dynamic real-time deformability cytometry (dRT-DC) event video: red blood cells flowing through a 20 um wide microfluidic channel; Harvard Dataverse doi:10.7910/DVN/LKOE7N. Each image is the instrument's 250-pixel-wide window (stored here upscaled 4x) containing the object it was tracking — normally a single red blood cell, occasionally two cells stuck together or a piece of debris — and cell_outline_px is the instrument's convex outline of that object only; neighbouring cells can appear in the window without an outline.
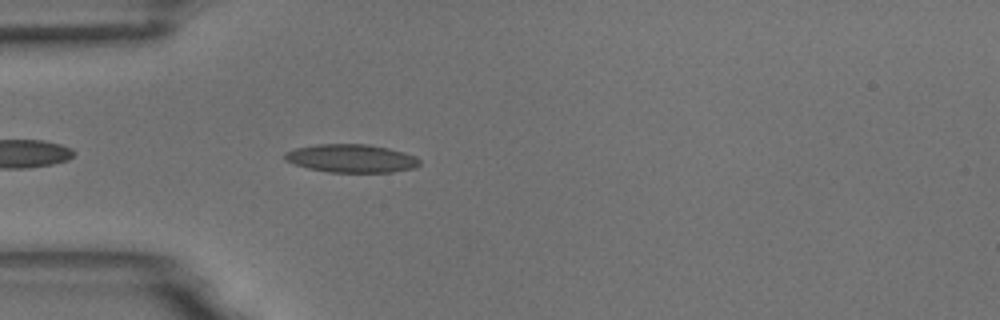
{"species": "common noctule bat (a hibernating species)", "species_latin": "Nyctalus noctula", "temperature_condition": "room temperature", "stored_images_in_passage": 10, "camera_frame_rate_fps": 3000, "um_per_image_px": 0.085, "animal": {"sex": "male", "body_mass_g": 18.8}, "frame": {"image": 1, "passage_image": 6, "time_ms": 1.667, "image_size_px": [1000, 320], "cell_outline_px": [[416, 164], [404, 168], [380, 172], [340, 172], [316, 168], [300, 164], [292, 160], [288, 156], [292, 152], [304, 148], [336, 144], [352, 144], [380, 148], [396, 152], [416, 160]], "centroid_in_image_um": [29.86, 13.48], "position_along_channel_um": 55.1, "area_um2": 18.9}}